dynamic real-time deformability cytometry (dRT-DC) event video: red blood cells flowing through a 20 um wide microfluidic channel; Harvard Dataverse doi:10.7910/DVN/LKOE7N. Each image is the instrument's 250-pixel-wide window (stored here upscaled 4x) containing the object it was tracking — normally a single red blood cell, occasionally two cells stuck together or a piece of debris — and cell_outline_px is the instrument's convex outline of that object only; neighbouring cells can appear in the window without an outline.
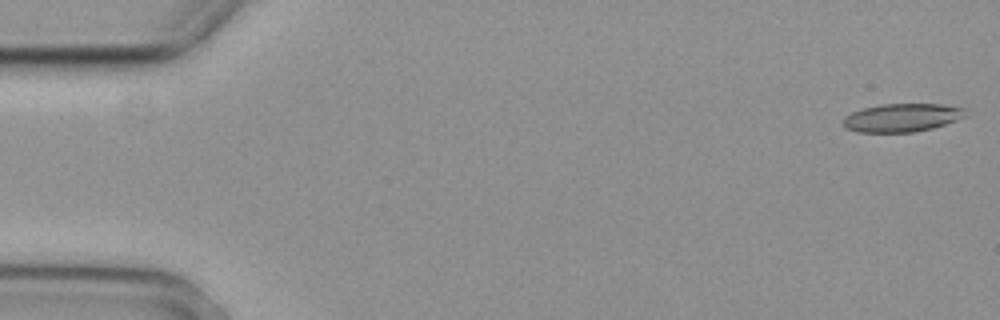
{"species": "common noctule bat (a hibernating species)", "species_latin": "Nyctalus noctula", "temperature_condition": "cold", "stored_images_in_passage": 7, "camera_frame_rate_fps": 3000, "um_per_image_px": 0.085, "animal": {"sex": "female", "body_mass_g": 29.2, "forearm_length_mm": 56.3}, "frame": {"image": 1, "passage_image": 1, "time_ms": 0.0, "image_size_px": [1000, 320], "cell_outline_px": [[968, 116], [932, 128], [912, 132], [856, 132], [844, 128], [844, 116], [852, 112], [864, 108], [880, 104], [944, 104], [964, 108]], "centroid_in_image_um": [76.67, 10.0], "position_along_channel_um": 8.3, "area_um2": 20.17}}
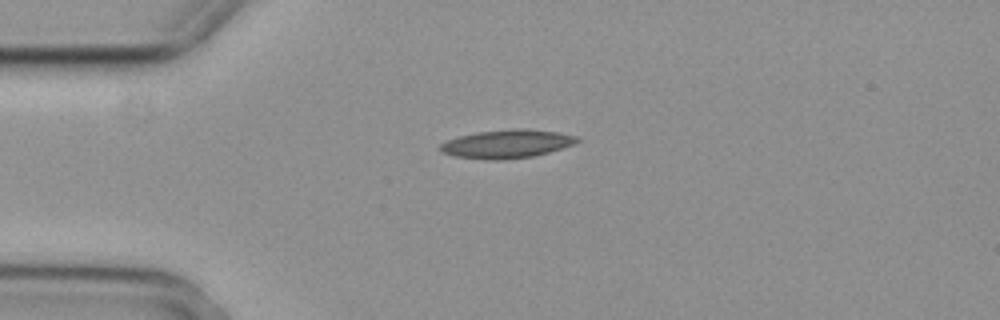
{"frame": {"image": 2, "passage_image": 4, "time_ms": 1.0, "image_size_px": [1000, 320], "cell_outline_px": [[580, 140], [572, 144], [548, 152], [532, 156], [504, 160], [488, 160], [456, 156], [444, 152], [440, 148], [440, 144], [448, 140], [460, 136], [476, 132], [516, 128], [528, 128], [560, 132], [576, 136]], "centroid_in_image_um": [43.1, 12.22], "position_along_channel_um": 41.9, "area_um2": 22.48}}
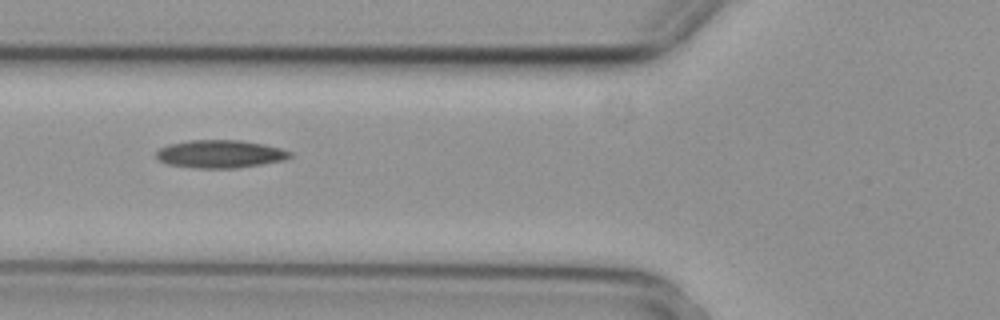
{"frame": {"image": 3, "passage_image": 6, "time_ms": 1.667, "image_size_px": [1000, 320], "cell_outline_px": [[292, 156], [284, 160], [236, 168], [192, 168], [168, 164], [160, 160], [156, 156], [156, 152], [160, 148], [168, 144], [188, 140], [240, 140], [264, 144], [280, 148], [292, 152]], "centroid_in_image_um": [18.7, 13.08], "position_along_channel_um": 107.1, "area_um2": 21.73}}